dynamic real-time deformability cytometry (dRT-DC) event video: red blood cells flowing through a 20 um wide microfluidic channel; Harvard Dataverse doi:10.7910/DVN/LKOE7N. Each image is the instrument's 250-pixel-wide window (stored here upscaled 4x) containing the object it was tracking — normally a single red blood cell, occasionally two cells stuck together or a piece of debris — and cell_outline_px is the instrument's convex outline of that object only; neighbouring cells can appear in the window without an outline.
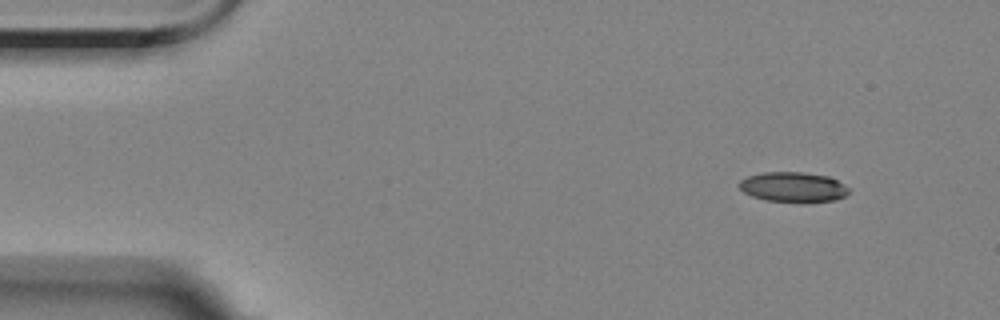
{"species": "Egyptian fruit bat (a non-hibernating species)", "species_latin": "Rousettus aegyptiacus", "temperature_condition": "room temperature", "stored_images_in_passage": 3, "camera_frame_rate_fps": 3000, "um_per_image_px": 0.085, "animal": {"sex": "female"}, "frame": {"image": 1, "passage_image": 1, "time_ms": 0.0, "image_size_px": [1000, 320], "cell_outline_px": [[848, 192], [844, 196], [836, 200], [808, 204], [800, 204], [768, 200], [752, 196], [744, 192], [740, 188], [740, 180], [748, 176], [764, 172], [804, 172], [828, 176], [844, 184], [848, 188]], "centroid_in_image_um": [67.45, 15.93], "position_along_channel_um": 17.5, "area_um2": 19.54}}
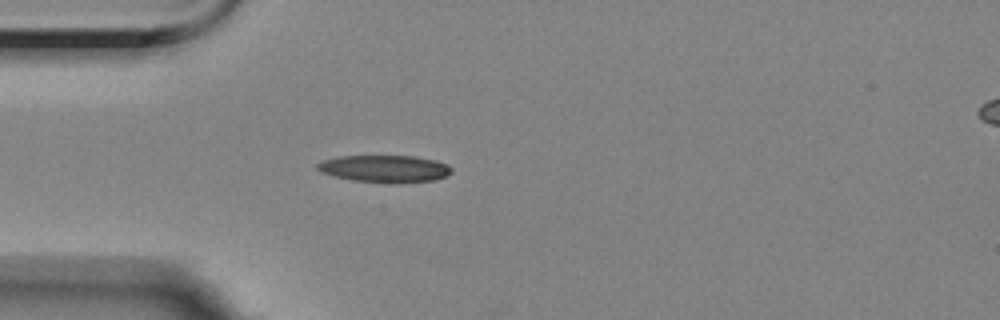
{"frame": {"image": 2, "passage_image": 3, "time_ms": 3.333, "image_size_px": [1000, 320], "cell_outline_px": [[452, 172], [448, 176], [436, 180], [396, 184], [352, 180], [336, 176], [324, 172], [316, 168], [316, 164], [324, 160], [336, 156], [412, 156], [436, 160], [448, 164], [452, 168]], "centroid_in_image_um": [32.77, 14.35], "position_along_channel_um": 52.2, "area_um2": 21.44}}